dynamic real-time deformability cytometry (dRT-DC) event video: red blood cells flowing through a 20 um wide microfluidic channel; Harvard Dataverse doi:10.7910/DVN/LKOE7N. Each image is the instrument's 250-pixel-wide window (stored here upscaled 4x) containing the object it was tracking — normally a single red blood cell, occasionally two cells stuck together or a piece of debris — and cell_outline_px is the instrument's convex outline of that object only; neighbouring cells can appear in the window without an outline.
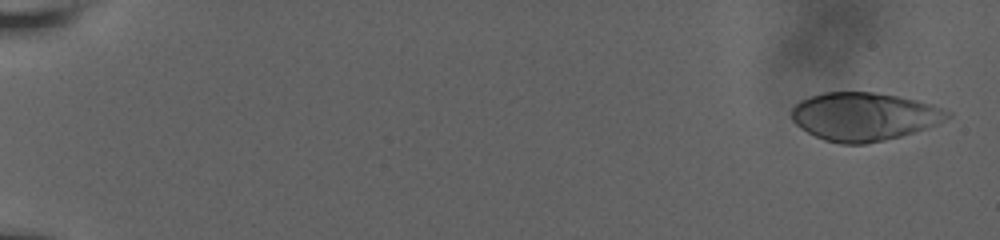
{"species": "human", "species_latin": "Homo sapiens", "temperature_condition": "room temperature", "stored_images_in_passage": 50, "camera_frame_rate_fps": 3000, "um_per_image_px": 0.085, "donor": {"sex": "male"}, "frame": {"image": 1, "passage_image": 1, "time_ms": 0.0, "image_size_px": [1000, 240], "cell_outline_px": [[952, 116], [928, 128], [900, 136], [884, 140], [864, 144], [840, 144], [824, 140], [800, 128], [792, 120], [792, 108], [800, 100], [808, 96], [824, 92], [872, 92], [896, 96], [916, 100], [932, 104], [952, 112]], "centroid_in_image_um": [73.44, 9.9], "position_along_channel_um": 11.6, "area_um2": 43.81}}
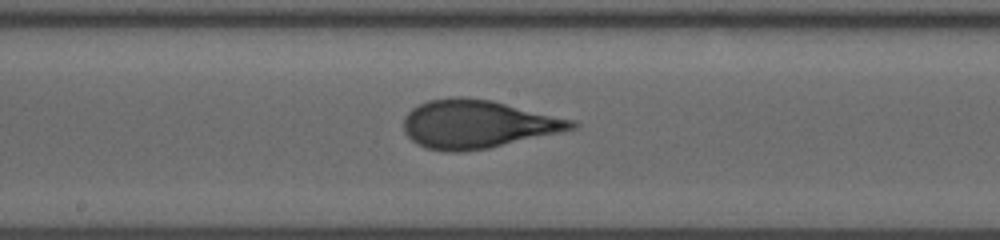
{"frame": {"image": 2, "passage_image": 26, "time_ms": 10.333, "image_size_px": [1000, 240], "cell_outline_px": [[580, 124], [576, 128], [560, 132], [488, 148], [460, 152], [448, 152], [424, 148], [416, 144], [404, 132], [404, 116], [412, 108], [428, 100], [456, 96], [460, 96], [492, 100], [576, 120]], "centroid_in_image_um": [40.58, 10.55], "position_along_channel_um": 207.6, "area_um2": 47.4}}
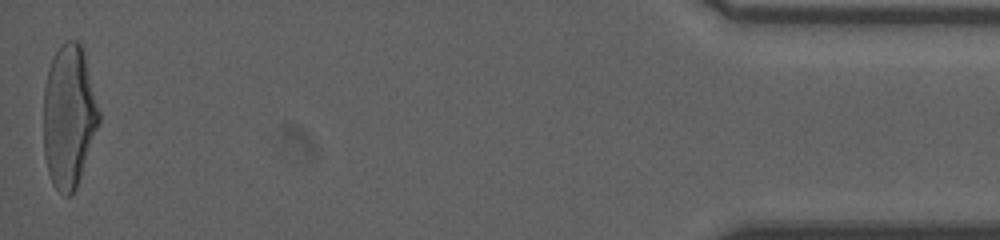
{"frame": {"image": 3, "passage_image": 50, "time_ms": 18.333, "image_size_px": [1000, 240], "cell_outline_px": [[100, 120], [76, 188], [68, 196], [64, 196], [52, 184], [48, 172], [44, 156], [44, 88], [48, 68], [60, 44], [64, 40], [76, 40], [80, 44], [84, 56], [100, 112]], "centroid_in_image_um": [5.83, 9.9], "position_along_channel_um": 429.4, "area_um2": 45.66}, "authors_computed_cell_mechanics": {"area_um2": 45.3152, "velocity_mm_per_s": 3.7911, "shape_relaxation_time_tau1_ms": 6.4075, "shape_relaxation_time_tau2_ms": null, "deformation_change_tau1": 0.2527, "deformation_change_tau2": null}}